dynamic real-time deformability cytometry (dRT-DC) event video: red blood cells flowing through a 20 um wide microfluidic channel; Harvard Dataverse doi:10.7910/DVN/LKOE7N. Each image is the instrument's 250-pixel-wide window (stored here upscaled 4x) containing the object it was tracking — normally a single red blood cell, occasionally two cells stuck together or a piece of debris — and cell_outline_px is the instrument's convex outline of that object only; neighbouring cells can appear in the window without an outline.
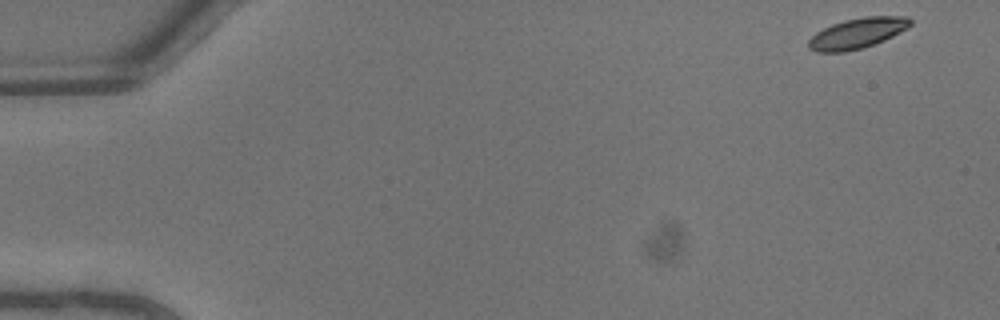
{"species": "common noctule bat (a hibernating species)", "species_latin": "Nyctalus noctula", "temperature_condition": "warm", "stored_images_in_passage": 16, "camera_frame_rate_fps": 3000, "um_per_image_px": 0.085, "animal": {"sex": "male", "body_mass_g": 13.3}, "frame": {"image": 1, "passage_image": 1, "time_ms": 0.0, "image_size_px": [1000, 320], "cell_outline_px": [[912, 24], [908, 28], [884, 40], [864, 48], [844, 52], [816, 52], [808, 48], [808, 40], [816, 32], [832, 24], [844, 20], [864, 16], [908, 16], [912, 20]], "centroid_in_image_um": [72.88, 2.82], "position_along_channel_um": 12.1, "area_um2": 18.21}}
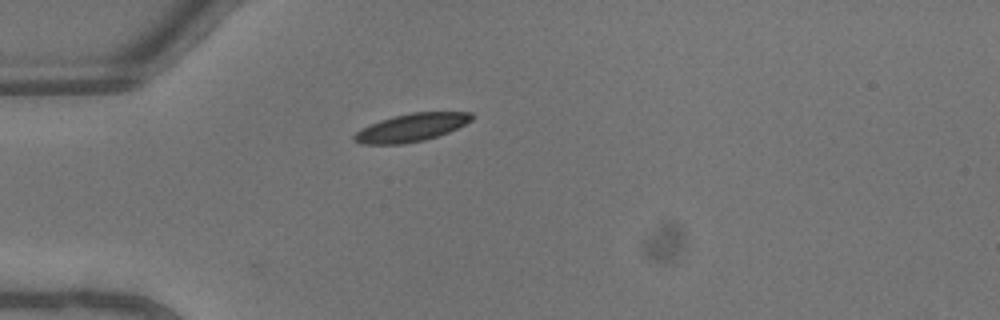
{"frame": {"image": 2, "passage_image": 12, "time_ms": 3.667, "image_size_px": [1000, 320], "cell_outline_px": [[472, 120], [448, 132], [424, 140], [400, 144], [360, 144], [352, 140], [352, 136], [360, 128], [380, 120], [412, 112], [472, 112]], "centroid_in_image_um": [34.91, 10.85], "position_along_channel_um": 50.1, "area_um2": 18.96}}